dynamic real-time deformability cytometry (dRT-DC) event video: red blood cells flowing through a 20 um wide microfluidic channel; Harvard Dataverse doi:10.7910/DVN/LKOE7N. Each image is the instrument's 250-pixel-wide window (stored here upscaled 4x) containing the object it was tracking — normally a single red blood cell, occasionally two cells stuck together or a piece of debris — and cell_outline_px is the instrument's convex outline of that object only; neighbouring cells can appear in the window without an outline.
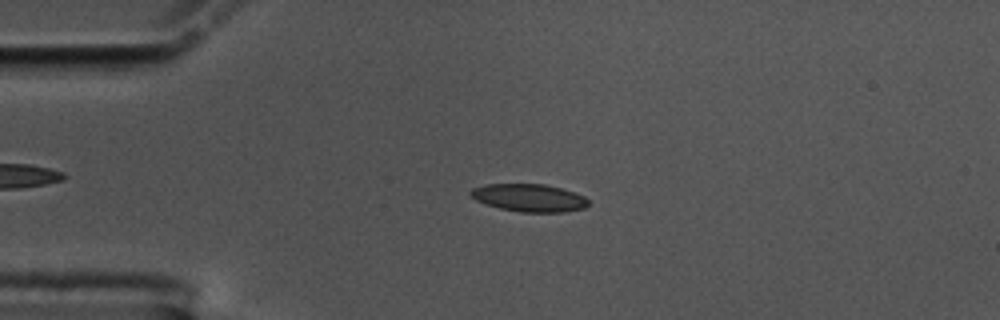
{"species": "common noctule bat (a hibernating species)", "species_latin": "Nyctalus noctula", "temperature_condition": "cold", "stored_images_in_passage": 56, "camera_frame_rate_fps": 3000, "um_per_image_px": 0.085, "animal": {"sex": "male", "body_mass_g": 17.5, "forearm_length_mm": 52.3}, "frame": {"image": 1, "passage_image": 13, "time_ms": 4.0, "image_size_px": [1000, 320], "cell_outline_px": [[588, 204], [584, 208], [564, 212], [520, 212], [500, 208], [476, 200], [468, 192], [472, 188], [488, 184], [544, 184], [560, 188], [584, 196], [588, 200]], "centroid_in_image_um": [44.97, 16.81], "position_along_channel_um": 40.0, "area_um2": 18.79}}
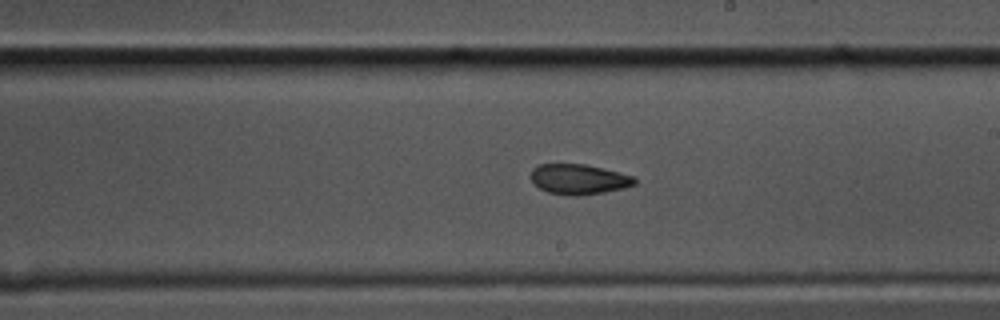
{"frame": {"image": 2, "passage_image": 32, "time_ms": 10.333, "image_size_px": [1000, 320], "cell_outline_px": [[636, 184], [624, 188], [604, 192], [576, 196], [572, 196], [548, 192], [540, 188], [532, 180], [532, 168], [540, 164], [588, 164], [604, 168], [632, 176], [636, 180]], "centroid_in_image_um": [49.21, 15.23], "position_along_channel_um": 239.8, "area_um2": 18.15}}
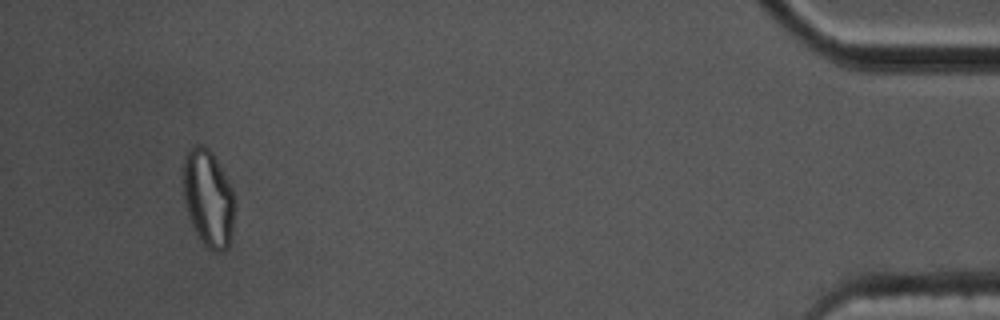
{"frame": {"image": 3, "passage_image": 53, "time_ms": 17.333, "image_size_px": [1000, 320], "cell_outline_px": [[236, 204], [232, 228], [228, 248], [220, 252], [212, 252], [200, 240], [196, 232], [188, 212], [184, 200], [184, 156], [196, 144], [200, 144], [208, 148], [212, 152], [232, 188]], "centroid_in_image_um": [17.73, 16.87], "position_along_channel_um": 417.5, "area_um2": 28.9}, "authors_computed_cell_mechanics": {"area_um2": 18.9006, "velocity_mm_per_s": 3.5641, "shape_relaxation_time_tau1_ms": 5.624, "shape_relaxation_time_tau2_ms": 4.6419, "deformation_change_tau1": 0.1316, "deformation_change_tau2": 0.1036}}